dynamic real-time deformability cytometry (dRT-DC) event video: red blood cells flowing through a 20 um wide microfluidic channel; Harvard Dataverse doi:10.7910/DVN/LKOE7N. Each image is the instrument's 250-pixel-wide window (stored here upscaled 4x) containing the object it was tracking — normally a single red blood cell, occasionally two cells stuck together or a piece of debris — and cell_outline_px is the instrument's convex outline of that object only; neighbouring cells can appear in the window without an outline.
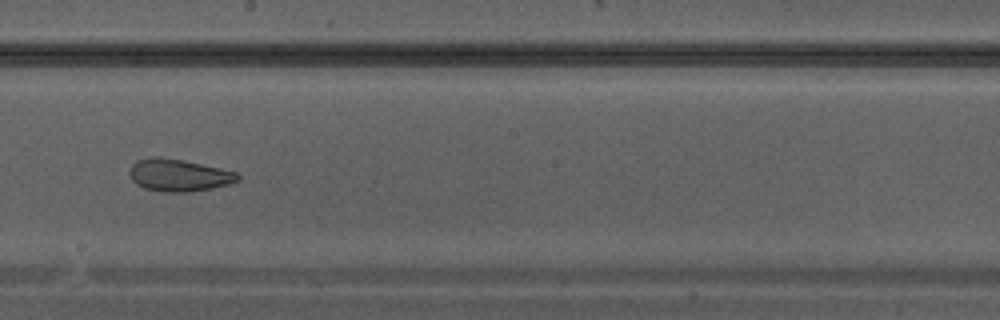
{"species": "Egyptian fruit bat (a non-hibernating species)", "species_latin": "Rousettus aegyptiacus", "temperature_condition": "warm", "stored_images_in_passage": 26, "camera_frame_rate_fps": 3000, "um_per_image_px": 0.085, "animal": {"sex": "male"}, "frame": {"image": 1, "passage_image": 15, "time_ms": 4.667, "image_size_px": [1000, 320], "cell_outline_px": [[240, 180], [228, 184], [212, 188], [192, 192], [160, 192], [144, 188], [136, 184], [128, 176], [128, 172], [132, 164], [136, 160], [152, 156], [184, 160], [220, 168], [236, 172], [240, 176]], "centroid_in_image_um": [15.16, 14.9], "position_along_channel_um": 233.0, "area_um2": 20.58}}